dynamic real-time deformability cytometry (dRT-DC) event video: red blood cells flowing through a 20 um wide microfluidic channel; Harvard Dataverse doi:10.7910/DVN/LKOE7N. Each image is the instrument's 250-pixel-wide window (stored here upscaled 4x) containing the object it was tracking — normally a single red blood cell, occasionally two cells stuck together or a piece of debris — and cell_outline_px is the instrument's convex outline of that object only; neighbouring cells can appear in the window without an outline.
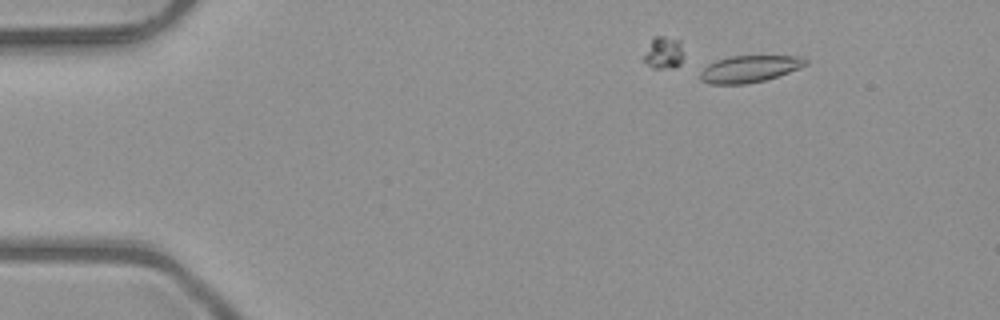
{"species": "common noctule bat (a hibernating species)", "species_latin": "Nyctalus noctula", "temperature_condition": "room temperature", "stored_images_in_passage": 6, "camera_frame_rate_fps": 3000, "um_per_image_px": 0.085, "animal": {"sex": "male", "body_mass_g": 23.1, "forearm_length_mm": 52.7}, "frame": {"image": 1, "passage_image": 2, "time_ms": 0.333, "image_size_px": [1000, 320], "cell_outline_px": [[808, 64], [800, 68], [764, 80], [744, 84], [712, 84], [700, 80], [700, 72], [708, 64], [716, 60], [728, 56], [800, 56], [808, 60]], "centroid_in_image_um": [63.69, 5.85], "position_along_channel_um": 21.3, "area_um2": 16.42}}
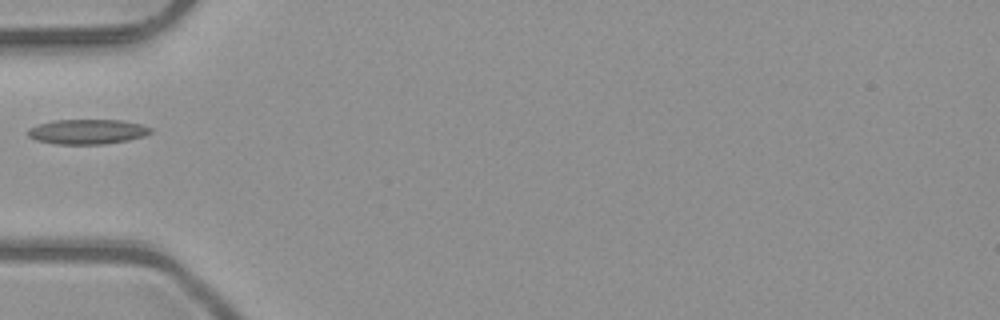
{"frame": {"image": 2, "passage_image": 5, "time_ms": 1.333, "image_size_px": [1000, 320], "cell_outline_px": [[152, 132], [144, 136], [128, 140], [104, 144], [56, 144], [36, 140], [28, 136], [28, 128], [52, 120], [124, 120], [140, 124], [152, 128]], "centroid_in_image_um": [7.44, 11.19], "position_along_channel_um": 77.6, "area_um2": 17.8}}
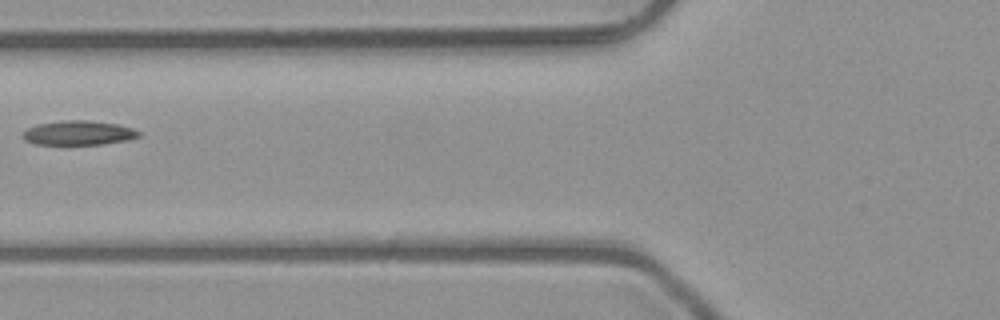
{"frame": {"image": 3, "passage_image": 6, "time_ms": 1.667, "image_size_px": [1000, 320], "cell_outline_px": [[140, 136], [128, 140], [104, 144], [36, 144], [24, 140], [24, 132], [28, 128], [36, 124], [64, 120], [88, 120], [116, 124], [132, 128], [140, 132]], "centroid_in_image_um": [6.69, 11.29], "position_along_channel_um": 119.1, "area_um2": 16.36}}